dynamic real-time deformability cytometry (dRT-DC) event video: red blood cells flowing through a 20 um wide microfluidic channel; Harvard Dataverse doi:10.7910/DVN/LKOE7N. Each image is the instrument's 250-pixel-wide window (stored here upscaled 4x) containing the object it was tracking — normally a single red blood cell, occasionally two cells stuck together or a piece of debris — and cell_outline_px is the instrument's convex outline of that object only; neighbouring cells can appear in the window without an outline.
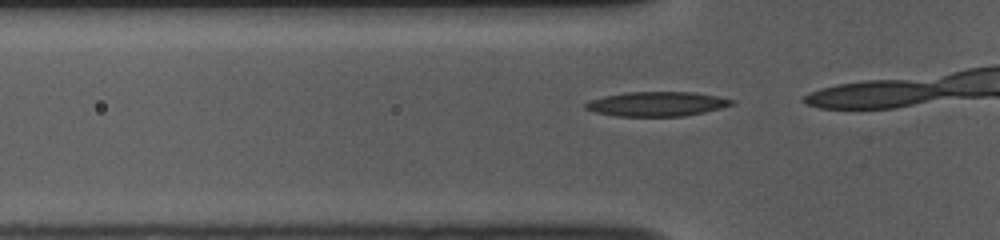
{"species": "common noctule bat (a hibernating species)", "species_latin": "Nyctalus noctula", "temperature_condition": "room temperature", "stored_images_in_passage": 13, "camera_frame_rate_fps": 3000, "um_per_image_px": 0.085, "animal": {"sex": "female", "body_mass_g": 10.0, "forearm_length_mm": 53.1}, "frame": {"image": 1, "passage_image": 8, "time_ms": 2.333, "image_size_px": [1000, 240], "cell_outline_px": [[736, 104], [704, 112], [684, 116], [616, 116], [596, 112], [584, 108], [584, 104], [592, 100], [604, 96], [628, 92], [692, 92], [716, 96], [736, 100]], "centroid_in_image_um": [55.87, 8.83], "position_along_channel_um": 69.9, "area_um2": 20.75}}